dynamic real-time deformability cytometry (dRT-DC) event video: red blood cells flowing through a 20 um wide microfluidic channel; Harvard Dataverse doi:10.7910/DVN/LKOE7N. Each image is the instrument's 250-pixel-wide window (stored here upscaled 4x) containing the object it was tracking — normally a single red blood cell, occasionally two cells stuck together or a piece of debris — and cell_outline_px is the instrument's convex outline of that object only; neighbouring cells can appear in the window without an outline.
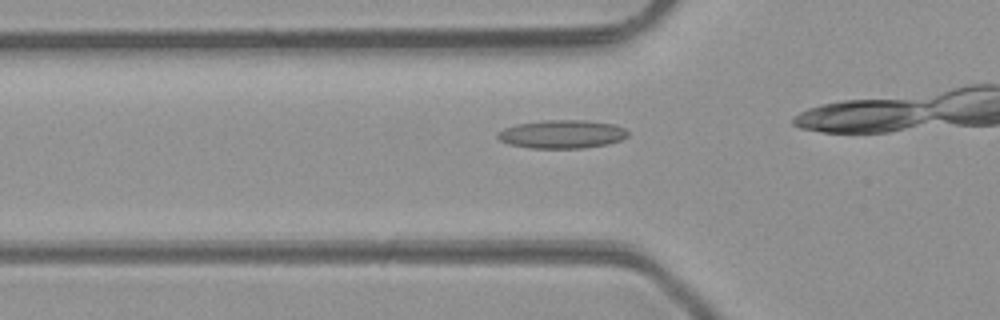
{"species": "common noctule bat (a hibernating species)", "species_latin": "Nyctalus noctula", "temperature_condition": "room temperature", "stored_images_in_passage": 7, "camera_frame_rate_fps": 3000, "um_per_image_px": 0.085, "animal": {"sex": "male", "body_mass_g": 23.1, "forearm_length_mm": 52.7}, "frame": {"image": 1, "passage_image": 3, "time_ms": 0.667, "image_size_px": [1000, 320], "cell_outline_px": [[628, 136], [620, 140], [608, 144], [584, 148], [528, 148], [508, 144], [500, 140], [496, 136], [496, 132], [504, 128], [516, 124], [544, 120], [584, 120], [612, 124], [624, 128], [628, 132]], "centroid_in_image_um": [47.73, 11.41], "position_along_channel_um": 78.1, "area_um2": 21.62}}
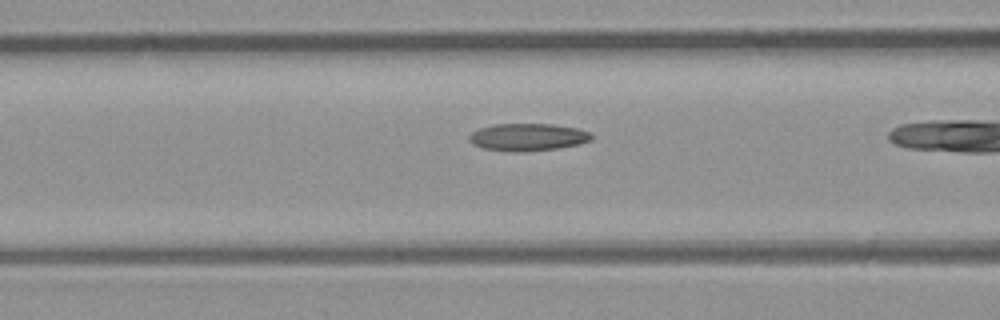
{"frame": {"image": 2, "passage_image": 6, "time_ms": 1.667, "image_size_px": [1000, 320], "cell_outline_px": [[592, 140], [580, 144], [556, 148], [520, 152], [512, 152], [484, 148], [472, 144], [468, 140], [468, 136], [472, 132], [480, 128], [492, 124], [552, 124], [576, 128], [588, 132], [592, 136]], "centroid_in_image_um": [44.83, 11.65], "position_along_channel_um": 121.8, "area_um2": 19.48}}